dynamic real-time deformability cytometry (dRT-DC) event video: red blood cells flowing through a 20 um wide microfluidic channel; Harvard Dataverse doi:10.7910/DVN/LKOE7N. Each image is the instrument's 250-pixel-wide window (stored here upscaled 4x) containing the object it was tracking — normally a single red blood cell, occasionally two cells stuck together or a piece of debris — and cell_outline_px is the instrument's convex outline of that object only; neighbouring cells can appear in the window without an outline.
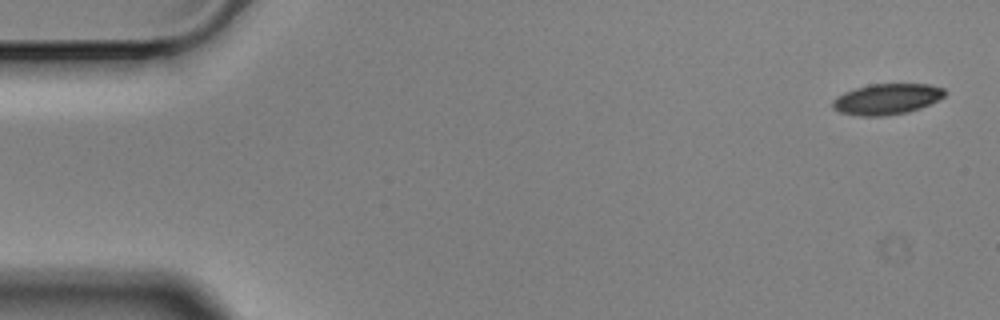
{"species": "Egyptian fruit bat (a non-hibernating species)", "species_latin": "Rousettus aegyptiacus", "temperature_condition": "cold", "stored_images_in_passage": 5, "camera_frame_rate_fps": 3000, "um_per_image_px": 0.085, "animal": {"sex": "male"}, "frame": {"image": 1, "passage_image": 1, "time_ms": 0.0, "image_size_px": [1000, 320], "cell_outline_px": [[944, 96], [920, 108], [908, 112], [884, 116], [860, 116], [840, 112], [832, 108], [832, 100], [836, 96], [844, 92], [868, 84], [928, 84], [944, 88]], "centroid_in_image_um": [75.33, 8.42], "position_along_channel_um": 9.7, "area_um2": 20.06}}
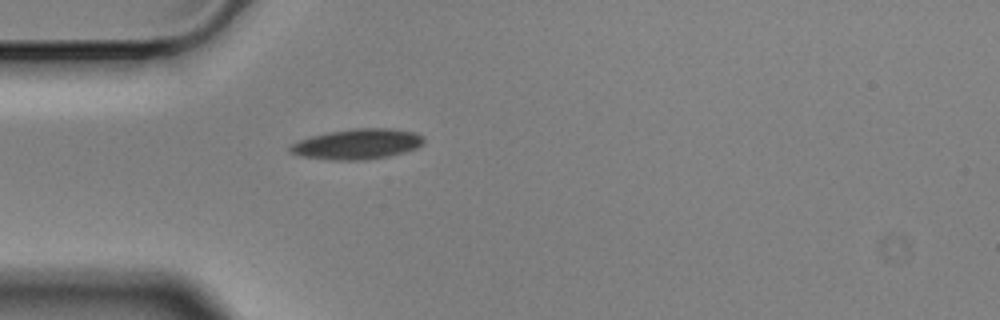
{"frame": {"image": 2, "passage_image": 5, "time_ms": 1.333, "image_size_px": [1000, 320], "cell_outline_px": [[424, 144], [416, 148], [404, 152], [388, 156], [368, 160], [332, 160], [300, 156], [288, 152], [288, 148], [292, 144], [300, 140], [312, 136], [328, 132], [352, 128], [392, 128], [416, 132], [424, 136]], "centroid_in_image_um": [30.39, 12.24], "position_along_channel_um": 54.6, "area_um2": 23.87}}